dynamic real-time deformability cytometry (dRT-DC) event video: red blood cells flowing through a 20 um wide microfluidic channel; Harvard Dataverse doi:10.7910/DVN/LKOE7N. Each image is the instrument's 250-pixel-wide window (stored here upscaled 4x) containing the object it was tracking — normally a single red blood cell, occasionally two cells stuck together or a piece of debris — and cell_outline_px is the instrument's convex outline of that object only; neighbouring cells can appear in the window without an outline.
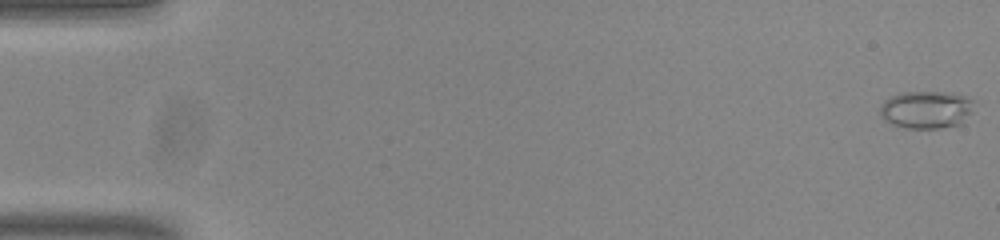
{"species": "common noctule bat (a hibernating species)", "species_latin": "Nyctalus noctula", "temperature_condition": "room temperature", "stored_images_in_passage": 8, "camera_frame_rate_fps": 3000, "um_per_image_px": 0.085, "animal": {"sex": "male", "body_mass_g": 20.0, "forearm_length_mm": 53.3}, "frame": {"image": 1, "passage_image": 1, "time_ms": 0.0, "image_size_px": [1000, 240], "cell_outline_px": [[976, 100], [972, 112], [960, 124], [940, 128], [908, 128], [892, 124], [884, 120], [880, 112], [880, 104], [884, 100], [900, 92], [952, 92], [968, 96]], "centroid_in_image_um": [78.78, 9.3], "position_along_channel_um": 6.2, "area_um2": 20.92}}